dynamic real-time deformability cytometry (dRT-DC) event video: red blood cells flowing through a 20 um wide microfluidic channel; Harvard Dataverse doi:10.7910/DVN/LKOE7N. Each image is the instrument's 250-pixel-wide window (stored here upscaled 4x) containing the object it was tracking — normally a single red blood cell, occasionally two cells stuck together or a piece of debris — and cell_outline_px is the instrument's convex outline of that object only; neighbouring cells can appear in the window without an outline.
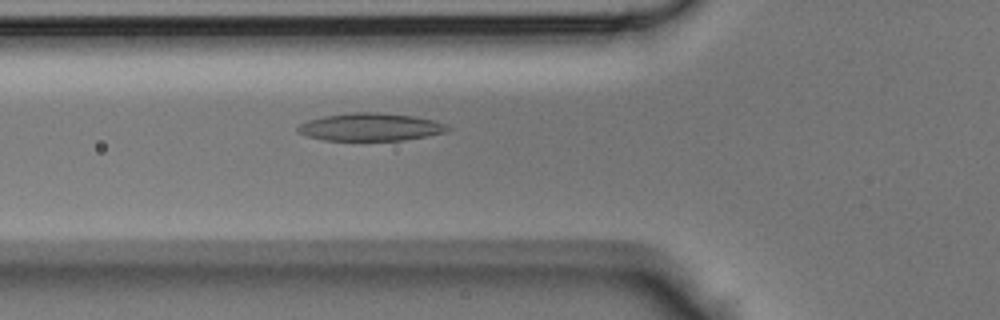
{"species": "Egyptian fruit bat (a non-hibernating species)", "species_latin": "Rousettus aegyptiacus", "temperature_condition": "room temperature", "stored_images_in_passage": 27, "camera_frame_rate_fps": 3000, "um_per_image_px": 0.085, "animal": {"sex": "male"}, "frame": {"image": 1, "passage_image": 4, "time_ms": 1.0, "image_size_px": [1000, 320], "cell_outline_px": [[452, 128], [444, 132], [428, 136], [404, 140], [324, 140], [308, 136], [296, 132], [296, 128], [300, 124], [308, 120], [324, 116], [352, 112], [380, 112], [412, 116], [432, 120], [448, 124]], "centroid_in_image_um": [31.49, 10.79], "position_along_channel_um": 94.3, "area_um2": 24.22}}
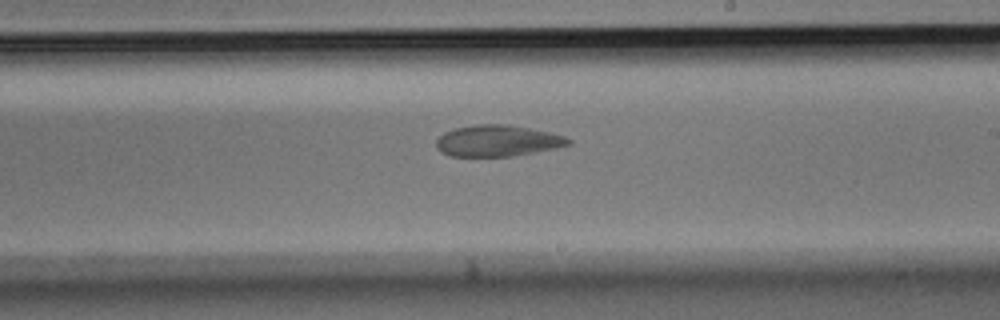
{"frame": {"image": 2, "passage_image": 14, "time_ms": 4.333, "image_size_px": [1000, 320], "cell_outline_px": [[572, 144], [556, 148], [512, 156], [448, 156], [440, 152], [436, 148], [436, 140], [444, 132], [456, 128], [476, 124], [508, 124], [548, 132], [564, 136], [572, 140]], "centroid_in_image_um": [42.27, 11.97], "position_along_channel_um": 246.7, "area_um2": 24.1}}
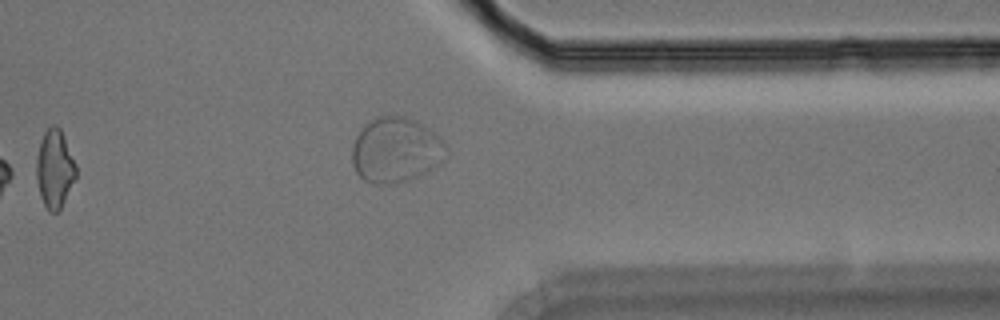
{"frame": {"image": 3, "passage_image": 23, "time_ms": 7.333, "image_size_px": [1000, 320], "cell_outline_px": [[76, 180], [60, 208], [56, 212], [48, 212], [40, 196], [36, 176], [36, 156], [40, 140], [44, 132], [52, 124], [56, 124], [60, 128], [76, 164]], "centroid_in_image_um": [4.64, 14.34], "position_along_channel_um": 406.8, "area_um2": 18.21}}